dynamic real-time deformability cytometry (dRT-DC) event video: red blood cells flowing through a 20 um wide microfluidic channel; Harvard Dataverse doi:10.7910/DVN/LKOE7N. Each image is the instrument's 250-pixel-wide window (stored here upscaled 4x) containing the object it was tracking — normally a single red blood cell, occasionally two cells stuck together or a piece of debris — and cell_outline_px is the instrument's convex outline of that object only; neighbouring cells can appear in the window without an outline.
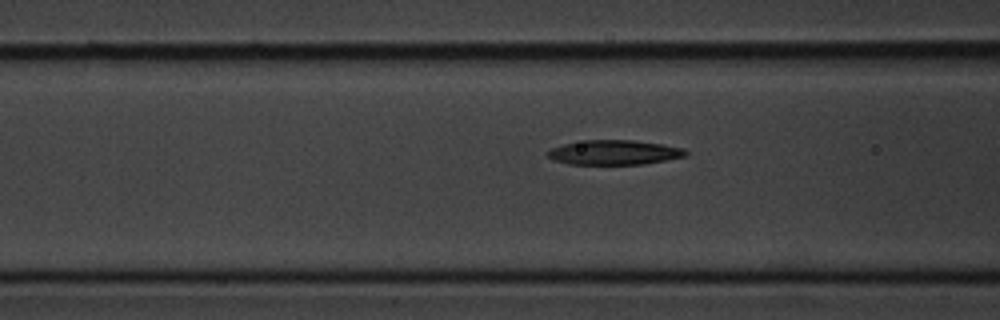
{"species": "common noctule bat (a hibernating species)", "species_latin": "Nyctalus noctula", "temperature_condition": "cold", "stored_images_in_passage": 15, "camera_frame_rate_fps": 3000, "um_per_image_px": 0.085, "animal": {"sex": "male", "body_mass_g": 20.1, "forearm_length_mm": 53.5}, "frame": {"image": 1, "passage_image": 13, "time_ms": 4.0, "image_size_px": [1000, 320], "cell_outline_px": [[688, 152], [684, 156], [644, 164], [568, 164], [552, 160], [544, 152], [552, 148], [564, 144], [584, 140], [636, 140], [684, 148]], "centroid_in_image_um": [52.16, 12.95], "position_along_channel_um": 114.4, "area_um2": 19.77}}